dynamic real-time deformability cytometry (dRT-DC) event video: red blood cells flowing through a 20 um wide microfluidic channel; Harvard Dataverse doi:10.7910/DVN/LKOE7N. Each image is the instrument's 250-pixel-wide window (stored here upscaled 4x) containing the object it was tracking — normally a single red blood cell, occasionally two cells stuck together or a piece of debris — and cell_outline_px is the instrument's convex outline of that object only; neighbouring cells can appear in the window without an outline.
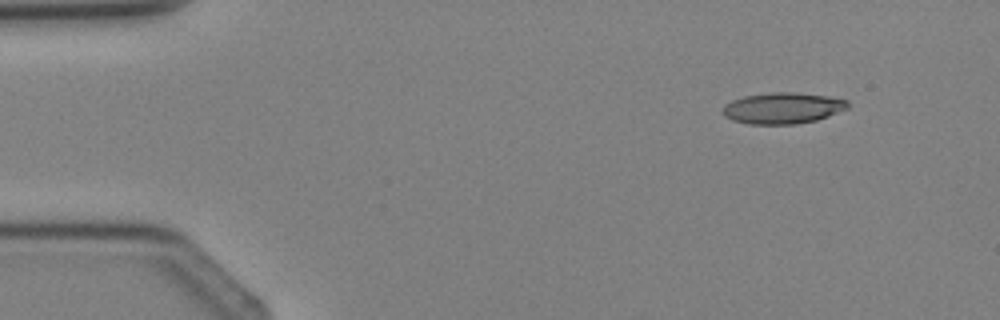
{"species": "Egyptian fruit bat (a non-hibernating species)", "species_latin": "Rousettus aegyptiacus", "temperature_condition": "cold", "stored_images_in_passage": 3, "camera_frame_rate_fps": 3000, "um_per_image_px": 0.085, "animal": {"sex": "female"}, "frame": {"image": 1, "passage_image": 1, "time_ms": 0.0, "image_size_px": [1000, 320], "cell_outline_px": [[848, 108], [828, 116], [816, 120], [796, 124], [748, 124], [732, 120], [724, 116], [724, 104], [732, 100], [744, 96], [768, 92], [796, 92], [828, 96], [848, 100]], "centroid_in_image_um": [66.53, 9.18], "position_along_channel_um": 18.5, "area_um2": 22.77}}
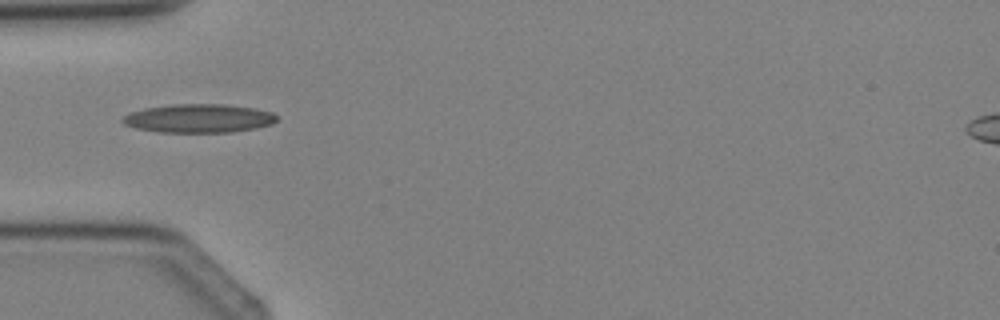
{"frame": {"image": 2, "passage_image": 3, "time_ms": 2.667, "image_size_px": [1000, 320], "cell_outline_px": [[276, 120], [272, 124], [256, 128], [232, 132], [160, 132], [136, 128], [124, 124], [120, 120], [128, 112], [144, 108], [168, 104], [224, 104], [256, 108], [272, 112], [276, 116]], "centroid_in_image_um": [16.87, 10.05], "position_along_channel_um": 68.1, "area_um2": 25.89}}